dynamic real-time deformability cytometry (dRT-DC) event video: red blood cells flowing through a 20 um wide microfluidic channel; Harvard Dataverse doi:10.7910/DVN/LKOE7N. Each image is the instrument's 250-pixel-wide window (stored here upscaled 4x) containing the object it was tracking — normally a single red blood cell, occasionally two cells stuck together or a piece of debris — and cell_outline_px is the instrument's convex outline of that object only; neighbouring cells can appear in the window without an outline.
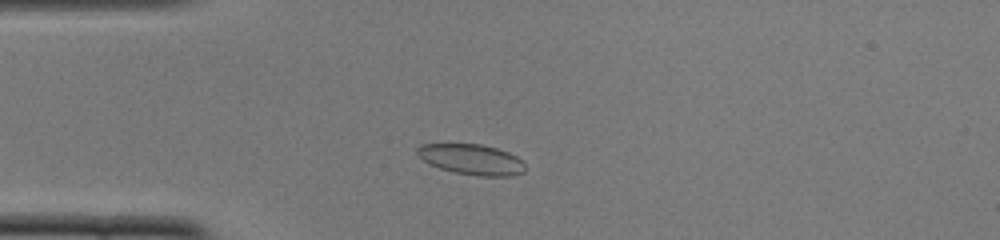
{"species": "common noctule bat (a hibernating species)", "species_latin": "Nyctalus noctula", "temperature_condition": "cold", "stored_images_in_passage": 46, "camera_frame_rate_fps": 3000, "um_per_image_px": 0.085, "animal": {"sex": "female", "body_mass_g": 22.0, "forearm_length_mm": 56.7}, "frame": {"image": 1, "passage_image": 8, "time_ms": 2.333, "image_size_px": [1000, 240], "cell_outline_px": [[524, 172], [512, 176], [476, 176], [456, 172], [440, 168], [428, 164], [416, 152], [416, 148], [420, 144], [480, 144], [496, 148], [508, 152], [516, 156], [524, 164]], "centroid_in_image_um": [40.07, 13.55], "position_along_channel_um": 44.9, "area_um2": 19.07}}
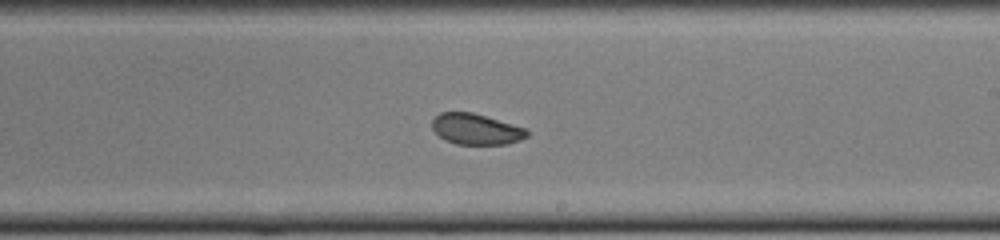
{"frame": {"image": 2, "passage_image": 25, "time_ms": 8.0, "image_size_px": [1000, 240], "cell_outline_px": [[528, 136], [520, 140], [508, 144], [456, 144], [444, 140], [432, 128], [432, 120], [440, 112], [472, 112], [524, 128], [528, 132]], "centroid_in_image_um": [40.44, 10.98], "position_along_channel_um": 248.6, "area_um2": 16.88}}
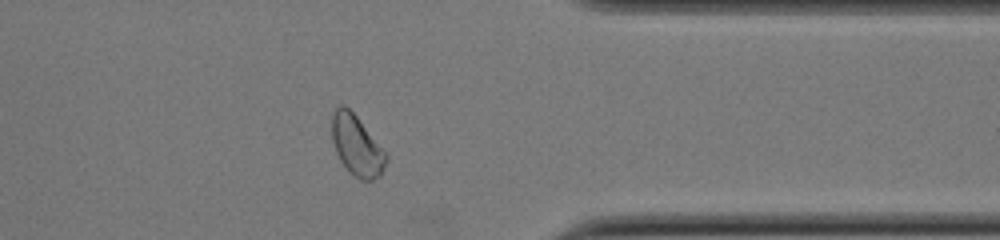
{"frame": {"image": 3, "passage_image": 36, "time_ms": 11.667, "image_size_px": [1000, 240], "cell_outline_px": [[388, 160], [380, 176], [372, 180], [360, 180], [348, 172], [340, 160], [336, 152], [332, 140], [332, 112], [340, 104], [344, 104], [356, 116], [388, 152]], "centroid_in_image_um": [30.35, 12.38], "position_along_channel_um": 381.1, "area_um2": 19.42}, "authors_computed_cell_mechanics": {"area_um2": 18.6983, "velocity_mm_per_s": 3.8785, "shape_relaxation_time_tau1_ms": 2.9625, "shape_relaxation_time_tau2_ms": 4.7077, "deformation_change_tau1": 0.0612, "deformation_change_tau2": 0.0698}}